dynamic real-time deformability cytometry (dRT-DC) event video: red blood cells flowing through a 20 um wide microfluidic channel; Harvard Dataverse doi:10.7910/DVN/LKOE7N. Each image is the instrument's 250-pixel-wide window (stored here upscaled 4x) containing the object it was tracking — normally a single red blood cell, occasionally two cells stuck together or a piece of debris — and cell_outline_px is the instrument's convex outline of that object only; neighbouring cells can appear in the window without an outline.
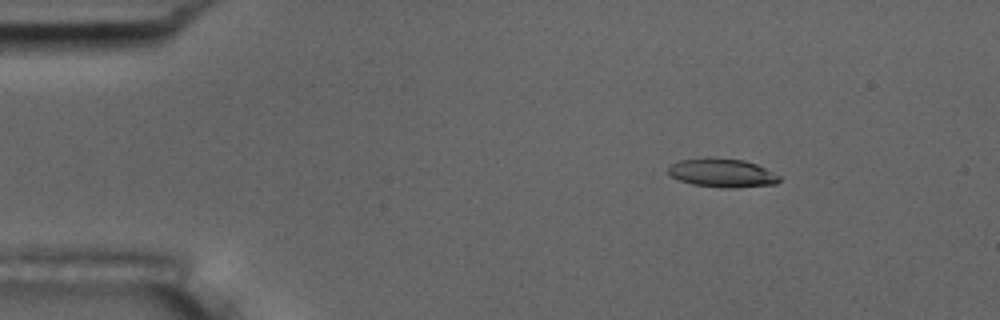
{"species": "common noctule bat (a hibernating species)", "species_latin": "Nyctalus noctula", "temperature_condition": "room temperature", "stored_images_in_passage": 54, "camera_frame_rate_fps": 3000, "um_per_image_px": 0.085, "animal": {"sex": "male", "body_mass_g": 17.5, "forearm_length_mm": 52.3}, "frame": {"image": 1, "passage_image": 8, "time_ms": 2.333, "image_size_px": [1000, 320], "cell_outline_px": [[780, 180], [776, 184], [736, 188], [720, 188], [692, 184], [668, 176], [668, 168], [672, 164], [680, 160], [744, 160], [756, 164], [780, 176]], "centroid_in_image_um": [61.4, 14.75], "position_along_channel_um": 23.6, "area_um2": 17.92}}
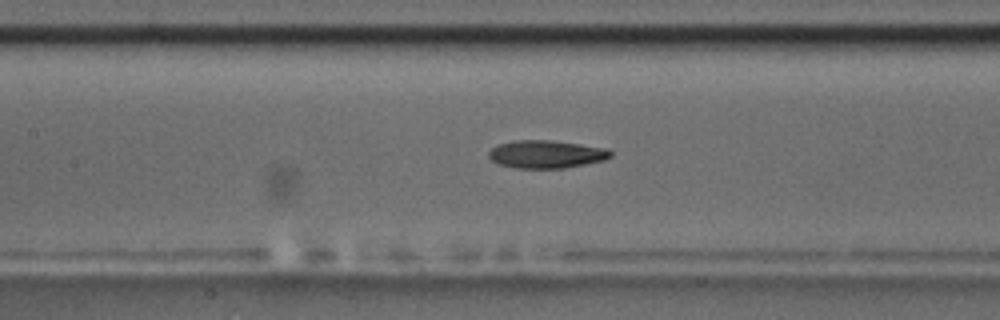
{"frame": {"image": 2, "passage_image": 25, "time_ms": 8.0, "image_size_px": [1000, 320], "cell_outline_px": [[612, 156], [604, 160], [564, 168], [516, 168], [500, 164], [492, 160], [488, 156], [488, 152], [492, 148], [500, 144], [516, 140], [552, 140], [608, 148], [612, 152]], "centroid_in_image_um": [46.45, 13.1], "position_along_channel_um": 160.9, "area_um2": 19.71}}
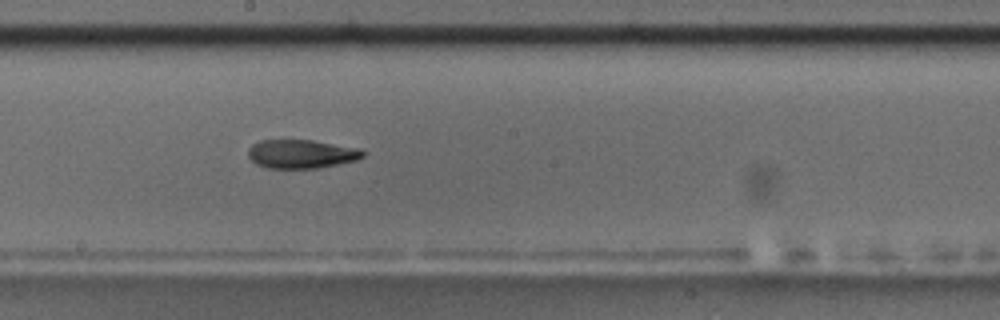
{"frame": {"image": 3, "passage_image": 30, "time_ms": 9.667, "image_size_px": [1000, 320], "cell_outline_px": [[364, 156], [356, 160], [316, 168], [268, 168], [256, 164], [248, 156], [248, 148], [252, 144], [260, 140], [312, 140], [360, 148], [364, 152]], "centroid_in_image_um": [25.59, 13.08], "position_along_channel_um": 222.6, "area_um2": 19.13}, "authors_computed_cell_mechanics": {"area_um2": 19.6809, "velocity_mm_per_s": 3.7347, "shape_relaxation_time_tau1_ms": 6.8999, "shape_relaxation_time_tau2_ms": 5.0921, "deformation_change_tau1": 0.2057, "deformation_change_tau2": 0.1161}}